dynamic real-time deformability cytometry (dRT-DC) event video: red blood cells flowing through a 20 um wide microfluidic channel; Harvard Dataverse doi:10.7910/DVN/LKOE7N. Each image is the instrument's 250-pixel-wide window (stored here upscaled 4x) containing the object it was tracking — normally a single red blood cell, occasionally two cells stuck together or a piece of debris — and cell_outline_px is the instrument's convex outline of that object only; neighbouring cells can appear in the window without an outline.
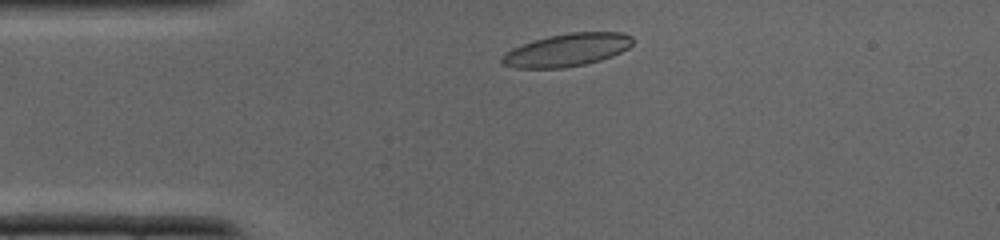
{"species": "common noctule bat (a hibernating species)", "species_latin": "Nyctalus noctula", "temperature_condition": "cold", "stored_images_in_passage": 32, "camera_frame_rate_fps": 3000, "um_per_image_px": 0.085, "animal": {"sex": "male", "body_mass_g": 19.0, "forearm_length_mm": 50.8}, "frame": {"image": 1, "passage_image": 3, "time_ms": 0.667, "image_size_px": [1000, 240], "cell_outline_px": [[632, 44], [628, 48], [612, 56], [600, 60], [584, 64], [564, 68], [516, 68], [500, 64], [500, 60], [504, 52], [512, 48], [532, 40], [548, 36], [568, 32], [620, 32], [632, 36]], "centroid_in_image_um": [48.14, 4.25], "position_along_channel_um": 36.9, "area_um2": 25.14}}
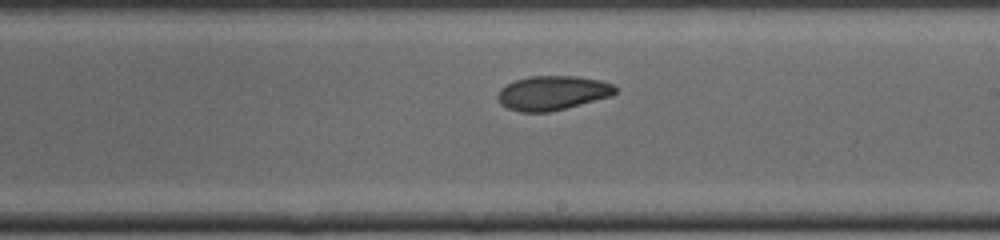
{"frame": {"image": 2, "passage_image": 16, "time_ms": 5.0, "image_size_px": [1000, 240], "cell_outline_px": [[616, 92], [612, 96], [548, 112], [520, 112], [508, 108], [500, 104], [496, 96], [500, 88], [504, 84], [528, 76], [576, 76], [600, 80], [612, 84], [616, 88]], "centroid_in_image_um": [46.92, 7.89], "position_along_channel_um": 242.1, "area_um2": 23.52}}
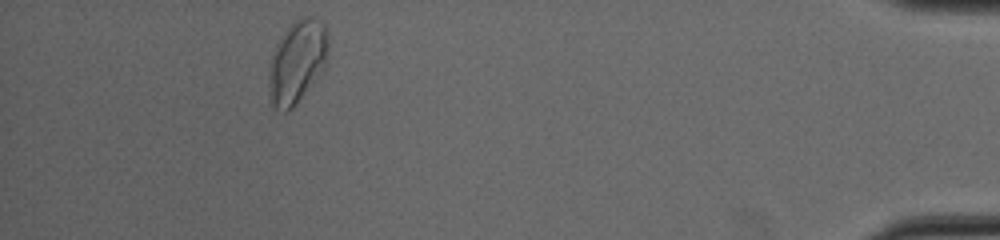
{"frame": {"image": 3, "passage_image": 29, "time_ms": 9.333, "image_size_px": [1000, 240], "cell_outline_px": [[328, 56], [324, 68], [312, 84], [296, 104], [292, 108], [284, 112], [276, 108], [272, 104], [268, 80], [268, 64], [276, 44], [284, 32], [300, 16], [316, 16], [324, 24], [328, 32]], "centroid_in_image_um": [25.27, 5.21], "position_along_channel_um": 409.9, "area_um2": 28.84}}